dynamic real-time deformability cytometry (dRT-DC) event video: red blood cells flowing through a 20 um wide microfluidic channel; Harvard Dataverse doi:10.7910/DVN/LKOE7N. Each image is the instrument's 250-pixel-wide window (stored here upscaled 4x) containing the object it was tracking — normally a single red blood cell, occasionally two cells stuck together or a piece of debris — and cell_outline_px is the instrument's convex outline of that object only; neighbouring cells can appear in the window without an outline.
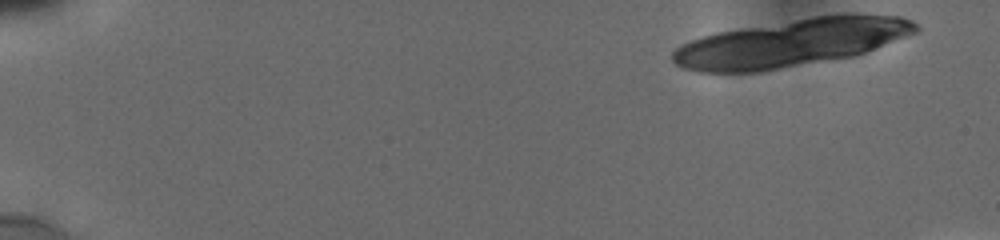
{"species": "human", "species_latin": "Homo sapiens", "temperature_condition": "cold", "stored_images_in_passage": 11, "camera_frame_rate_fps": 3000, "um_per_image_px": 0.085, "donor": {"sex": "male"}, "frame": {"image": 1, "passage_image": 1, "time_ms": 0.0, "image_size_px": [1000, 240], "cell_outline_px": [[920, 28], [916, 32], [856, 56], [760, 72], [700, 72], [684, 68], [676, 64], [672, 60], [672, 52], [676, 48], [692, 40], [716, 32], [812, 16], [900, 16], [912, 20]], "centroid_in_image_um": [67.21, 3.67], "position_along_channel_um": 17.8, "area_um2": 66.7}}
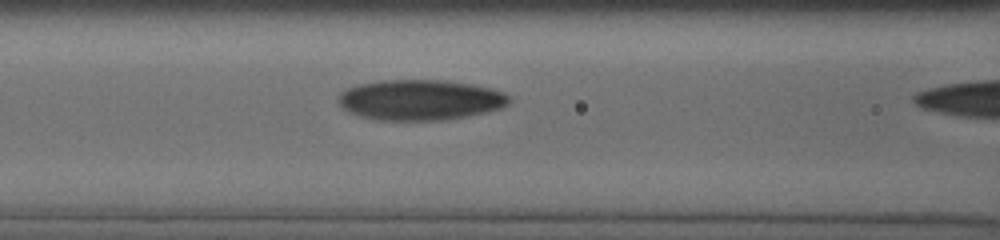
{"frame": {"image": 2, "passage_image": 10, "time_ms": 6.333, "image_size_px": [1000, 240], "cell_outline_px": [[508, 104], [504, 108], [488, 112], [468, 116], [444, 120], [376, 120], [360, 116], [344, 108], [336, 100], [340, 92], [356, 84], [380, 80], [444, 80], [472, 84], [492, 88], [504, 92], [508, 96]], "centroid_in_image_um": [35.73, 8.49], "position_along_channel_um": 130.9, "area_um2": 40.58}}